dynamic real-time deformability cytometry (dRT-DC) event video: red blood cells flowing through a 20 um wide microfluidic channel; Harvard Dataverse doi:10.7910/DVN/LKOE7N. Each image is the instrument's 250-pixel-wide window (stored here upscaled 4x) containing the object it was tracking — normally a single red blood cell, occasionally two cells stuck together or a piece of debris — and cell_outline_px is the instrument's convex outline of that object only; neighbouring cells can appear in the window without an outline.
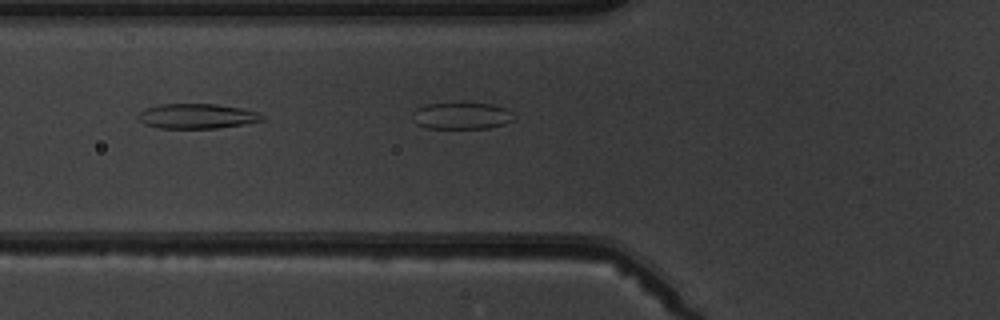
{"species": "common noctule bat (a hibernating species)", "species_latin": "Nyctalus noctula", "temperature_condition": "warm", "stored_images_in_passage": 6, "camera_frame_rate_fps": 3000, "um_per_image_px": 0.085, "animal": {"sex": "male", "body_mass_g": 19.5, "forearm_length_mm": 54.6}, "frame": {"image": 1, "passage_image": 5, "time_ms": 5.667, "image_size_px": [1000, 320], "cell_outline_px": [[264, 120], [244, 124], [216, 128], [160, 128], [144, 124], [136, 116], [140, 112], [156, 104], [216, 104], [240, 108], [256, 112], [264, 116]], "centroid_in_image_um": [16.72, 9.87], "position_along_channel_um": 109.1, "area_um2": 17.86}}